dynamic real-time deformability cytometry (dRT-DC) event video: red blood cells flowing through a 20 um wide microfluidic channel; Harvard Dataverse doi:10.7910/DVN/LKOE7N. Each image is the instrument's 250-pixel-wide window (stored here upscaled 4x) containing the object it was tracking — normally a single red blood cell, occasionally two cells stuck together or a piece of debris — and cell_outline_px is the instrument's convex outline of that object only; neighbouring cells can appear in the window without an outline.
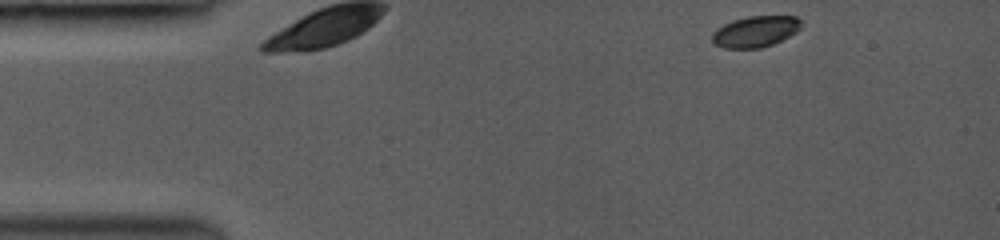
{"species": "common noctule bat (a hibernating species)", "species_latin": "Nyctalus noctula", "temperature_condition": "room temperature", "stored_images_in_passage": 8, "camera_frame_rate_fps": 3000, "um_per_image_px": 0.085, "animal": {"sex": "female", "body_mass_g": 19.0, "forearm_length_mm": 53.3}, "frame": {"image": 1, "passage_image": 1, "time_ms": 0.0, "image_size_px": [1000, 240], "cell_outline_px": [[804, 24], [796, 32], [772, 44], [760, 48], [724, 48], [716, 44], [712, 40], [712, 32], [716, 28], [732, 20], [748, 16], [796, 16]], "centroid_in_image_um": [64.21, 2.67], "position_along_channel_um": 20.8, "area_um2": 16.13}}
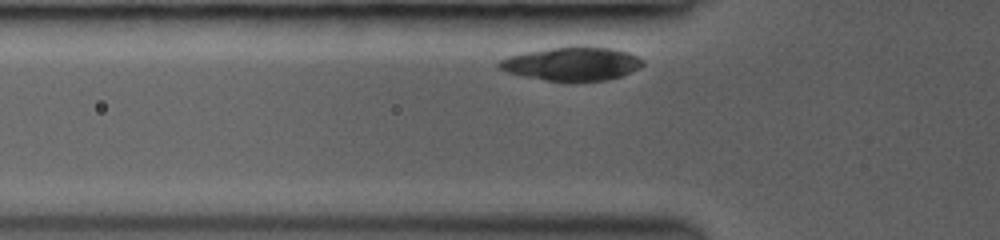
{"frame": {"image": 2, "passage_image": 4, "time_ms": 0.667, "image_size_px": [1000, 240], "cell_outline_px": [[644, 64], [640, 68], [620, 76], [608, 80], [548, 80], [520, 76], [508, 72], [500, 68], [496, 64], [500, 60], [508, 56], [524, 52], [576, 44], [584, 44], [616, 48], [628, 52], [644, 60]], "centroid_in_image_um": [48.65, 5.37], "position_along_channel_um": 77.2, "area_um2": 28.5}}